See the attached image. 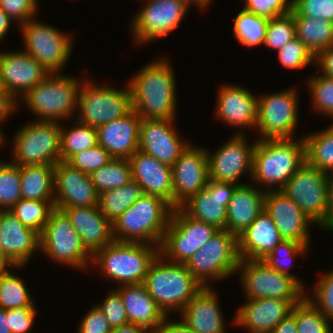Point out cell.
<instances>
[{
	"label": "cell",
	"instance_id": "6da1fadb",
	"mask_svg": "<svg viewBox=\"0 0 333 333\" xmlns=\"http://www.w3.org/2000/svg\"><path fill=\"white\" fill-rule=\"evenodd\" d=\"M171 64L159 58L127 81L133 110L141 119H175L176 79Z\"/></svg>",
	"mask_w": 333,
	"mask_h": 333
},
{
	"label": "cell",
	"instance_id": "7a4b0ae2",
	"mask_svg": "<svg viewBox=\"0 0 333 333\" xmlns=\"http://www.w3.org/2000/svg\"><path fill=\"white\" fill-rule=\"evenodd\" d=\"M305 163L303 137L260 139L253 151L252 182L264 185L266 191L281 190L291 176Z\"/></svg>",
	"mask_w": 333,
	"mask_h": 333
},
{
	"label": "cell",
	"instance_id": "3957f363",
	"mask_svg": "<svg viewBox=\"0 0 333 333\" xmlns=\"http://www.w3.org/2000/svg\"><path fill=\"white\" fill-rule=\"evenodd\" d=\"M173 209L160 197L143 194L112 223L114 240L160 247Z\"/></svg>",
	"mask_w": 333,
	"mask_h": 333
},
{
	"label": "cell",
	"instance_id": "277c9868",
	"mask_svg": "<svg viewBox=\"0 0 333 333\" xmlns=\"http://www.w3.org/2000/svg\"><path fill=\"white\" fill-rule=\"evenodd\" d=\"M143 285L166 316L180 313L202 288L184 263L167 261L161 254L150 265Z\"/></svg>",
	"mask_w": 333,
	"mask_h": 333
},
{
	"label": "cell",
	"instance_id": "5b68a950",
	"mask_svg": "<svg viewBox=\"0 0 333 333\" xmlns=\"http://www.w3.org/2000/svg\"><path fill=\"white\" fill-rule=\"evenodd\" d=\"M160 254V247L138 242L113 241L92 255L101 275L119 286L143 284L150 265Z\"/></svg>",
	"mask_w": 333,
	"mask_h": 333
},
{
	"label": "cell",
	"instance_id": "8992f818",
	"mask_svg": "<svg viewBox=\"0 0 333 333\" xmlns=\"http://www.w3.org/2000/svg\"><path fill=\"white\" fill-rule=\"evenodd\" d=\"M83 81L73 76L49 73L40 83L30 89L22 99L28 111L39 116L37 121L69 119L77 111L78 94Z\"/></svg>",
	"mask_w": 333,
	"mask_h": 333
},
{
	"label": "cell",
	"instance_id": "52a82bcc",
	"mask_svg": "<svg viewBox=\"0 0 333 333\" xmlns=\"http://www.w3.org/2000/svg\"><path fill=\"white\" fill-rule=\"evenodd\" d=\"M239 261L237 236L219 229L184 264L202 287H210V280L237 274Z\"/></svg>",
	"mask_w": 333,
	"mask_h": 333
},
{
	"label": "cell",
	"instance_id": "ba28073f",
	"mask_svg": "<svg viewBox=\"0 0 333 333\" xmlns=\"http://www.w3.org/2000/svg\"><path fill=\"white\" fill-rule=\"evenodd\" d=\"M61 123L31 121L14 135L13 164L56 165L61 161Z\"/></svg>",
	"mask_w": 333,
	"mask_h": 333
},
{
	"label": "cell",
	"instance_id": "9c48e42d",
	"mask_svg": "<svg viewBox=\"0 0 333 333\" xmlns=\"http://www.w3.org/2000/svg\"><path fill=\"white\" fill-rule=\"evenodd\" d=\"M237 273L245 299L274 298L296 305L306 297L305 289L293 277L270 268L262 260L240 259Z\"/></svg>",
	"mask_w": 333,
	"mask_h": 333
},
{
	"label": "cell",
	"instance_id": "30bf717a",
	"mask_svg": "<svg viewBox=\"0 0 333 333\" xmlns=\"http://www.w3.org/2000/svg\"><path fill=\"white\" fill-rule=\"evenodd\" d=\"M39 251L54 262L84 271L92 262V254L85 248L69 217L58 208L52 210L40 235Z\"/></svg>",
	"mask_w": 333,
	"mask_h": 333
},
{
	"label": "cell",
	"instance_id": "8fae6325",
	"mask_svg": "<svg viewBox=\"0 0 333 333\" xmlns=\"http://www.w3.org/2000/svg\"><path fill=\"white\" fill-rule=\"evenodd\" d=\"M85 79L78 94L77 111H79L76 120L80 123L98 128L123 117L133 109L129 85L118 90L97 85L88 77Z\"/></svg>",
	"mask_w": 333,
	"mask_h": 333
},
{
	"label": "cell",
	"instance_id": "7c38bea8",
	"mask_svg": "<svg viewBox=\"0 0 333 333\" xmlns=\"http://www.w3.org/2000/svg\"><path fill=\"white\" fill-rule=\"evenodd\" d=\"M18 26L26 46L23 51L36 59L48 73L62 71L73 50L72 36L35 20V17Z\"/></svg>",
	"mask_w": 333,
	"mask_h": 333
},
{
	"label": "cell",
	"instance_id": "4fadbf2b",
	"mask_svg": "<svg viewBox=\"0 0 333 333\" xmlns=\"http://www.w3.org/2000/svg\"><path fill=\"white\" fill-rule=\"evenodd\" d=\"M219 229L188 216L180 207L173 209L160 245V254L172 262L185 263Z\"/></svg>",
	"mask_w": 333,
	"mask_h": 333
},
{
	"label": "cell",
	"instance_id": "5bb4252c",
	"mask_svg": "<svg viewBox=\"0 0 333 333\" xmlns=\"http://www.w3.org/2000/svg\"><path fill=\"white\" fill-rule=\"evenodd\" d=\"M297 90L260 95L257 98V124L261 139L293 138L298 120Z\"/></svg>",
	"mask_w": 333,
	"mask_h": 333
},
{
	"label": "cell",
	"instance_id": "9a60e30c",
	"mask_svg": "<svg viewBox=\"0 0 333 333\" xmlns=\"http://www.w3.org/2000/svg\"><path fill=\"white\" fill-rule=\"evenodd\" d=\"M281 191L293 200L314 224L320 226L325 221L328 207V173L305 162Z\"/></svg>",
	"mask_w": 333,
	"mask_h": 333
},
{
	"label": "cell",
	"instance_id": "2e32d148",
	"mask_svg": "<svg viewBox=\"0 0 333 333\" xmlns=\"http://www.w3.org/2000/svg\"><path fill=\"white\" fill-rule=\"evenodd\" d=\"M146 1L131 24L134 41L140 45L158 41L177 29L190 7L183 0Z\"/></svg>",
	"mask_w": 333,
	"mask_h": 333
},
{
	"label": "cell",
	"instance_id": "e0dca14e",
	"mask_svg": "<svg viewBox=\"0 0 333 333\" xmlns=\"http://www.w3.org/2000/svg\"><path fill=\"white\" fill-rule=\"evenodd\" d=\"M237 131L214 153L206 150L209 179L242 185L245 183H240L238 180L244 172H249V176L252 177L253 151L256 142L250 145L244 132Z\"/></svg>",
	"mask_w": 333,
	"mask_h": 333
},
{
	"label": "cell",
	"instance_id": "ac0fdd59",
	"mask_svg": "<svg viewBox=\"0 0 333 333\" xmlns=\"http://www.w3.org/2000/svg\"><path fill=\"white\" fill-rule=\"evenodd\" d=\"M209 182L206 148L189 144L172 166L173 208L206 188Z\"/></svg>",
	"mask_w": 333,
	"mask_h": 333
},
{
	"label": "cell",
	"instance_id": "d6986e66",
	"mask_svg": "<svg viewBox=\"0 0 333 333\" xmlns=\"http://www.w3.org/2000/svg\"><path fill=\"white\" fill-rule=\"evenodd\" d=\"M174 121L175 119H142L138 150L172 167L190 144L180 139L173 127Z\"/></svg>",
	"mask_w": 333,
	"mask_h": 333
},
{
	"label": "cell",
	"instance_id": "ffe728a7",
	"mask_svg": "<svg viewBox=\"0 0 333 333\" xmlns=\"http://www.w3.org/2000/svg\"><path fill=\"white\" fill-rule=\"evenodd\" d=\"M99 194L91 176L73 168L67 162H58L54 167V207L60 210L69 207L98 206Z\"/></svg>",
	"mask_w": 333,
	"mask_h": 333
},
{
	"label": "cell",
	"instance_id": "44dd1931",
	"mask_svg": "<svg viewBox=\"0 0 333 333\" xmlns=\"http://www.w3.org/2000/svg\"><path fill=\"white\" fill-rule=\"evenodd\" d=\"M264 210L272 218L283 240L309 245L310 225L314 223L281 190L265 193Z\"/></svg>",
	"mask_w": 333,
	"mask_h": 333
},
{
	"label": "cell",
	"instance_id": "7402d4cb",
	"mask_svg": "<svg viewBox=\"0 0 333 333\" xmlns=\"http://www.w3.org/2000/svg\"><path fill=\"white\" fill-rule=\"evenodd\" d=\"M237 186L209 179L206 188L191 196L180 208L193 219L226 229L227 205Z\"/></svg>",
	"mask_w": 333,
	"mask_h": 333
},
{
	"label": "cell",
	"instance_id": "603a6c76",
	"mask_svg": "<svg viewBox=\"0 0 333 333\" xmlns=\"http://www.w3.org/2000/svg\"><path fill=\"white\" fill-rule=\"evenodd\" d=\"M40 249V235L24 226L10 210H0V252L14 268L24 267Z\"/></svg>",
	"mask_w": 333,
	"mask_h": 333
},
{
	"label": "cell",
	"instance_id": "cb8c5ba5",
	"mask_svg": "<svg viewBox=\"0 0 333 333\" xmlns=\"http://www.w3.org/2000/svg\"><path fill=\"white\" fill-rule=\"evenodd\" d=\"M49 73L25 51L0 52L1 86L16 100Z\"/></svg>",
	"mask_w": 333,
	"mask_h": 333
},
{
	"label": "cell",
	"instance_id": "d4e9b609",
	"mask_svg": "<svg viewBox=\"0 0 333 333\" xmlns=\"http://www.w3.org/2000/svg\"><path fill=\"white\" fill-rule=\"evenodd\" d=\"M294 305L289 300L262 298L246 299L233 319V324L250 333H270L285 319Z\"/></svg>",
	"mask_w": 333,
	"mask_h": 333
},
{
	"label": "cell",
	"instance_id": "484cf974",
	"mask_svg": "<svg viewBox=\"0 0 333 333\" xmlns=\"http://www.w3.org/2000/svg\"><path fill=\"white\" fill-rule=\"evenodd\" d=\"M216 116L230 126L256 128L257 96L239 85L226 83L218 91Z\"/></svg>",
	"mask_w": 333,
	"mask_h": 333
},
{
	"label": "cell",
	"instance_id": "4316f807",
	"mask_svg": "<svg viewBox=\"0 0 333 333\" xmlns=\"http://www.w3.org/2000/svg\"><path fill=\"white\" fill-rule=\"evenodd\" d=\"M140 116L132 109L97 128L98 145L112 158L129 159L139 149Z\"/></svg>",
	"mask_w": 333,
	"mask_h": 333
},
{
	"label": "cell",
	"instance_id": "83f0119b",
	"mask_svg": "<svg viewBox=\"0 0 333 333\" xmlns=\"http://www.w3.org/2000/svg\"><path fill=\"white\" fill-rule=\"evenodd\" d=\"M132 179L143 194L160 197L173 207L172 167L140 150L130 158Z\"/></svg>",
	"mask_w": 333,
	"mask_h": 333
},
{
	"label": "cell",
	"instance_id": "f1b7e54d",
	"mask_svg": "<svg viewBox=\"0 0 333 333\" xmlns=\"http://www.w3.org/2000/svg\"><path fill=\"white\" fill-rule=\"evenodd\" d=\"M63 211L81 237L85 248L92 255L114 241L112 223L102 214L98 206L69 207Z\"/></svg>",
	"mask_w": 333,
	"mask_h": 333
},
{
	"label": "cell",
	"instance_id": "f546056e",
	"mask_svg": "<svg viewBox=\"0 0 333 333\" xmlns=\"http://www.w3.org/2000/svg\"><path fill=\"white\" fill-rule=\"evenodd\" d=\"M213 287H202L179 313L195 333H226L223 313Z\"/></svg>",
	"mask_w": 333,
	"mask_h": 333
},
{
	"label": "cell",
	"instance_id": "4dcf8cb0",
	"mask_svg": "<svg viewBox=\"0 0 333 333\" xmlns=\"http://www.w3.org/2000/svg\"><path fill=\"white\" fill-rule=\"evenodd\" d=\"M283 241L272 218L263 210L255 221L237 236L240 259L262 260Z\"/></svg>",
	"mask_w": 333,
	"mask_h": 333
},
{
	"label": "cell",
	"instance_id": "1f68e13d",
	"mask_svg": "<svg viewBox=\"0 0 333 333\" xmlns=\"http://www.w3.org/2000/svg\"><path fill=\"white\" fill-rule=\"evenodd\" d=\"M266 190L247 184L238 185L227 205L226 230L238 236L264 210Z\"/></svg>",
	"mask_w": 333,
	"mask_h": 333
},
{
	"label": "cell",
	"instance_id": "d6a6232c",
	"mask_svg": "<svg viewBox=\"0 0 333 333\" xmlns=\"http://www.w3.org/2000/svg\"><path fill=\"white\" fill-rule=\"evenodd\" d=\"M119 287L116 290L122 297L129 323L143 326L152 333L166 315L157 306L143 284L120 285Z\"/></svg>",
	"mask_w": 333,
	"mask_h": 333
},
{
	"label": "cell",
	"instance_id": "836d02e7",
	"mask_svg": "<svg viewBox=\"0 0 333 333\" xmlns=\"http://www.w3.org/2000/svg\"><path fill=\"white\" fill-rule=\"evenodd\" d=\"M55 165L19 166L21 197L28 200L54 201Z\"/></svg>",
	"mask_w": 333,
	"mask_h": 333
},
{
	"label": "cell",
	"instance_id": "e575fe53",
	"mask_svg": "<svg viewBox=\"0 0 333 333\" xmlns=\"http://www.w3.org/2000/svg\"><path fill=\"white\" fill-rule=\"evenodd\" d=\"M295 20L296 37L300 39L311 53L316 56L320 51L333 46V23L291 11Z\"/></svg>",
	"mask_w": 333,
	"mask_h": 333
},
{
	"label": "cell",
	"instance_id": "d590c367",
	"mask_svg": "<svg viewBox=\"0 0 333 333\" xmlns=\"http://www.w3.org/2000/svg\"><path fill=\"white\" fill-rule=\"evenodd\" d=\"M305 142V162L325 173L333 172V122L324 130L309 133Z\"/></svg>",
	"mask_w": 333,
	"mask_h": 333
},
{
	"label": "cell",
	"instance_id": "8d00e7d4",
	"mask_svg": "<svg viewBox=\"0 0 333 333\" xmlns=\"http://www.w3.org/2000/svg\"><path fill=\"white\" fill-rule=\"evenodd\" d=\"M142 195L141 186L132 179L119 188L99 194L98 207L102 214L113 223Z\"/></svg>",
	"mask_w": 333,
	"mask_h": 333
},
{
	"label": "cell",
	"instance_id": "74e56055",
	"mask_svg": "<svg viewBox=\"0 0 333 333\" xmlns=\"http://www.w3.org/2000/svg\"><path fill=\"white\" fill-rule=\"evenodd\" d=\"M69 130L61 125V161L67 162L78 152L95 147L98 144L97 128L82 124L76 120ZM63 126V127H62Z\"/></svg>",
	"mask_w": 333,
	"mask_h": 333
},
{
	"label": "cell",
	"instance_id": "f35d334b",
	"mask_svg": "<svg viewBox=\"0 0 333 333\" xmlns=\"http://www.w3.org/2000/svg\"><path fill=\"white\" fill-rule=\"evenodd\" d=\"M233 24L235 37L244 47L253 48L264 43L268 26L267 18L242 8Z\"/></svg>",
	"mask_w": 333,
	"mask_h": 333
},
{
	"label": "cell",
	"instance_id": "ab89813d",
	"mask_svg": "<svg viewBox=\"0 0 333 333\" xmlns=\"http://www.w3.org/2000/svg\"><path fill=\"white\" fill-rule=\"evenodd\" d=\"M90 176L96 191L101 194L104 191L119 188L132 180L131 164L129 159L113 158Z\"/></svg>",
	"mask_w": 333,
	"mask_h": 333
},
{
	"label": "cell",
	"instance_id": "60d3db41",
	"mask_svg": "<svg viewBox=\"0 0 333 333\" xmlns=\"http://www.w3.org/2000/svg\"><path fill=\"white\" fill-rule=\"evenodd\" d=\"M24 280L7 268L0 271V307L12 310L17 306H35Z\"/></svg>",
	"mask_w": 333,
	"mask_h": 333
},
{
	"label": "cell",
	"instance_id": "b9f144b4",
	"mask_svg": "<svg viewBox=\"0 0 333 333\" xmlns=\"http://www.w3.org/2000/svg\"><path fill=\"white\" fill-rule=\"evenodd\" d=\"M54 201L21 199L10 211L26 227L42 234L54 209Z\"/></svg>",
	"mask_w": 333,
	"mask_h": 333
},
{
	"label": "cell",
	"instance_id": "7bdbcfd3",
	"mask_svg": "<svg viewBox=\"0 0 333 333\" xmlns=\"http://www.w3.org/2000/svg\"><path fill=\"white\" fill-rule=\"evenodd\" d=\"M290 314L296 319L297 333H330L331 321L306 297L292 307Z\"/></svg>",
	"mask_w": 333,
	"mask_h": 333
},
{
	"label": "cell",
	"instance_id": "ee69618b",
	"mask_svg": "<svg viewBox=\"0 0 333 333\" xmlns=\"http://www.w3.org/2000/svg\"><path fill=\"white\" fill-rule=\"evenodd\" d=\"M310 245H303L291 240L281 241L265 258L262 259L270 268L279 271L285 275L293 277L304 289L305 284L300 278L290 273L288 270L292 267L290 264L293 256L306 255ZM291 265V266H290Z\"/></svg>",
	"mask_w": 333,
	"mask_h": 333
},
{
	"label": "cell",
	"instance_id": "f6af8a7d",
	"mask_svg": "<svg viewBox=\"0 0 333 333\" xmlns=\"http://www.w3.org/2000/svg\"><path fill=\"white\" fill-rule=\"evenodd\" d=\"M19 166L0 160V210H11L21 199Z\"/></svg>",
	"mask_w": 333,
	"mask_h": 333
},
{
	"label": "cell",
	"instance_id": "bcb514c9",
	"mask_svg": "<svg viewBox=\"0 0 333 333\" xmlns=\"http://www.w3.org/2000/svg\"><path fill=\"white\" fill-rule=\"evenodd\" d=\"M296 37L295 20L292 12L268 19L264 45L275 51Z\"/></svg>",
	"mask_w": 333,
	"mask_h": 333
},
{
	"label": "cell",
	"instance_id": "7dc6e473",
	"mask_svg": "<svg viewBox=\"0 0 333 333\" xmlns=\"http://www.w3.org/2000/svg\"><path fill=\"white\" fill-rule=\"evenodd\" d=\"M307 83L315 110L333 118V77L313 75Z\"/></svg>",
	"mask_w": 333,
	"mask_h": 333
},
{
	"label": "cell",
	"instance_id": "c3c4849f",
	"mask_svg": "<svg viewBox=\"0 0 333 333\" xmlns=\"http://www.w3.org/2000/svg\"><path fill=\"white\" fill-rule=\"evenodd\" d=\"M278 60L287 69H302L310 63H315V56L297 37L277 51Z\"/></svg>",
	"mask_w": 333,
	"mask_h": 333
},
{
	"label": "cell",
	"instance_id": "681fc988",
	"mask_svg": "<svg viewBox=\"0 0 333 333\" xmlns=\"http://www.w3.org/2000/svg\"><path fill=\"white\" fill-rule=\"evenodd\" d=\"M312 291L313 297L306 298L331 322H333V270L329 273L323 274L319 279Z\"/></svg>",
	"mask_w": 333,
	"mask_h": 333
},
{
	"label": "cell",
	"instance_id": "f907efd6",
	"mask_svg": "<svg viewBox=\"0 0 333 333\" xmlns=\"http://www.w3.org/2000/svg\"><path fill=\"white\" fill-rule=\"evenodd\" d=\"M113 158L100 145L81 151L73 155L67 163L81 172L91 175L95 170L106 165Z\"/></svg>",
	"mask_w": 333,
	"mask_h": 333
},
{
	"label": "cell",
	"instance_id": "816d5d0a",
	"mask_svg": "<svg viewBox=\"0 0 333 333\" xmlns=\"http://www.w3.org/2000/svg\"><path fill=\"white\" fill-rule=\"evenodd\" d=\"M294 0H245L244 10L271 19L293 10Z\"/></svg>",
	"mask_w": 333,
	"mask_h": 333
},
{
	"label": "cell",
	"instance_id": "f5cc1de1",
	"mask_svg": "<svg viewBox=\"0 0 333 333\" xmlns=\"http://www.w3.org/2000/svg\"><path fill=\"white\" fill-rule=\"evenodd\" d=\"M97 306L105 315L111 328L121 327L129 323L122 297L116 289L109 291L105 300Z\"/></svg>",
	"mask_w": 333,
	"mask_h": 333
},
{
	"label": "cell",
	"instance_id": "db71d44e",
	"mask_svg": "<svg viewBox=\"0 0 333 333\" xmlns=\"http://www.w3.org/2000/svg\"><path fill=\"white\" fill-rule=\"evenodd\" d=\"M293 9L300 15L333 23V0H294Z\"/></svg>",
	"mask_w": 333,
	"mask_h": 333
},
{
	"label": "cell",
	"instance_id": "11a10c76",
	"mask_svg": "<svg viewBox=\"0 0 333 333\" xmlns=\"http://www.w3.org/2000/svg\"><path fill=\"white\" fill-rule=\"evenodd\" d=\"M38 4V0H0V8L19 25L35 17Z\"/></svg>",
	"mask_w": 333,
	"mask_h": 333
},
{
	"label": "cell",
	"instance_id": "9f6ffc18",
	"mask_svg": "<svg viewBox=\"0 0 333 333\" xmlns=\"http://www.w3.org/2000/svg\"><path fill=\"white\" fill-rule=\"evenodd\" d=\"M36 314L35 306H17L12 310H6L11 333H30Z\"/></svg>",
	"mask_w": 333,
	"mask_h": 333
},
{
	"label": "cell",
	"instance_id": "6f0895ef",
	"mask_svg": "<svg viewBox=\"0 0 333 333\" xmlns=\"http://www.w3.org/2000/svg\"><path fill=\"white\" fill-rule=\"evenodd\" d=\"M111 329L105 315L95 305L83 316L78 324L77 333H110Z\"/></svg>",
	"mask_w": 333,
	"mask_h": 333
},
{
	"label": "cell",
	"instance_id": "680465c9",
	"mask_svg": "<svg viewBox=\"0 0 333 333\" xmlns=\"http://www.w3.org/2000/svg\"><path fill=\"white\" fill-rule=\"evenodd\" d=\"M319 67L322 73H319L323 76L333 77V46L320 51L315 56V63Z\"/></svg>",
	"mask_w": 333,
	"mask_h": 333
},
{
	"label": "cell",
	"instance_id": "91938a15",
	"mask_svg": "<svg viewBox=\"0 0 333 333\" xmlns=\"http://www.w3.org/2000/svg\"><path fill=\"white\" fill-rule=\"evenodd\" d=\"M166 316L152 333H195L184 321H171Z\"/></svg>",
	"mask_w": 333,
	"mask_h": 333
},
{
	"label": "cell",
	"instance_id": "94428289",
	"mask_svg": "<svg viewBox=\"0 0 333 333\" xmlns=\"http://www.w3.org/2000/svg\"><path fill=\"white\" fill-rule=\"evenodd\" d=\"M18 103L3 87L0 89V123L15 113Z\"/></svg>",
	"mask_w": 333,
	"mask_h": 333
},
{
	"label": "cell",
	"instance_id": "6125c7cd",
	"mask_svg": "<svg viewBox=\"0 0 333 333\" xmlns=\"http://www.w3.org/2000/svg\"><path fill=\"white\" fill-rule=\"evenodd\" d=\"M319 227L333 231V172L328 173V207L325 221Z\"/></svg>",
	"mask_w": 333,
	"mask_h": 333
},
{
	"label": "cell",
	"instance_id": "be15d7a7",
	"mask_svg": "<svg viewBox=\"0 0 333 333\" xmlns=\"http://www.w3.org/2000/svg\"><path fill=\"white\" fill-rule=\"evenodd\" d=\"M270 333H297L296 319L289 314Z\"/></svg>",
	"mask_w": 333,
	"mask_h": 333
},
{
	"label": "cell",
	"instance_id": "e7e4bbea",
	"mask_svg": "<svg viewBox=\"0 0 333 333\" xmlns=\"http://www.w3.org/2000/svg\"><path fill=\"white\" fill-rule=\"evenodd\" d=\"M110 333H151L140 325L128 323L121 327L112 328Z\"/></svg>",
	"mask_w": 333,
	"mask_h": 333
},
{
	"label": "cell",
	"instance_id": "03108f58",
	"mask_svg": "<svg viewBox=\"0 0 333 333\" xmlns=\"http://www.w3.org/2000/svg\"><path fill=\"white\" fill-rule=\"evenodd\" d=\"M12 21L13 20L0 8V42L8 33Z\"/></svg>",
	"mask_w": 333,
	"mask_h": 333
},
{
	"label": "cell",
	"instance_id": "003e7915",
	"mask_svg": "<svg viewBox=\"0 0 333 333\" xmlns=\"http://www.w3.org/2000/svg\"><path fill=\"white\" fill-rule=\"evenodd\" d=\"M8 325L6 310L0 307V333H11Z\"/></svg>",
	"mask_w": 333,
	"mask_h": 333
},
{
	"label": "cell",
	"instance_id": "a7ac6f4b",
	"mask_svg": "<svg viewBox=\"0 0 333 333\" xmlns=\"http://www.w3.org/2000/svg\"><path fill=\"white\" fill-rule=\"evenodd\" d=\"M183 1H185L189 6L191 4H196L198 5L197 7L201 9L209 6L211 2H213V0H183Z\"/></svg>",
	"mask_w": 333,
	"mask_h": 333
},
{
	"label": "cell",
	"instance_id": "89a4df30",
	"mask_svg": "<svg viewBox=\"0 0 333 333\" xmlns=\"http://www.w3.org/2000/svg\"><path fill=\"white\" fill-rule=\"evenodd\" d=\"M9 266L11 267V265L4 259L3 255L0 252V271L8 268Z\"/></svg>",
	"mask_w": 333,
	"mask_h": 333
},
{
	"label": "cell",
	"instance_id": "2644e50d",
	"mask_svg": "<svg viewBox=\"0 0 333 333\" xmlns=\"http://www.w3.org/2000/svg\"><path fill=\"white\" fill-rule=\"evenodd\" d=\"M0 126H1V124H0ZM5 135L3 134V132H2V129H1V127H0V146L2 145H4V143H5V138H3Z\"/></svg>",
	"mask_w": 333,
	"mask_h": 333
}]
</instances>
